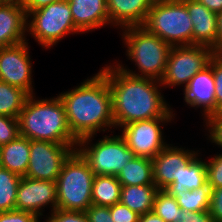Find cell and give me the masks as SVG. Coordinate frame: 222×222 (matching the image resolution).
<instances>
[{"label":"cell","mask_w":222,"mask_h":222,"mask_svg":"<svg viewBox=\"0 0 222 222\" xmlns=\"http://www.w3.org/2000/svg\"><path fill=\"white\" fill-rule=\"evenodd\" d=\"M167 144L164 149L152 159L153 182L159 190H165L179 178L186 166L198 155L199 150H189L188 147ZM199 152V153H198Z\"/></svg>","instance_id":"5bb4252c"},{"label":"cell","mask_w":222,"mask_h":222,"mask_svg":"<svg viewBox=\"0 0 222 222\" xmlns=\"http://www.w3.org/2000/svg\"><path fill=\"white\" fill-rule=\"evenodd\" d=\"M209 213L215 222H222V187L211 190Z\"/></svg>","instance_id":"d590c367"},{"label":"cell","mask_w":222,"mask_h":222,"mask_svg":"<svg viewBox=\"0 0 222 222\" xmlns=\"http://www.w3.org/2000/svg\"><path fill=\"white\" fill-rule=\"evenodd\" d=\"M198 154L182 171L179 178L165 189L170 195L197 189L207 183L206 162ZM200 157V158H199ZM202 159V160H201Z\"/></svg>","instance_id":"44dd1931"},{"label":"cell","mask_w":222,"mask_h":222,"mask_svg":"<svg viewBox=\"0 0 222 222\" xmlns=\"http://www.w3.org/2000/svg\"><path fill=\"white\" fill-rule=\"evenodd\" d=\"M0 2H12V3L21 4L22 0H0Z\"/></svg>","instance_id":"7bdbcfd3"},{"label":"cell","mask_w":222,"mask_h":222,"mask_svg":"<svg viewBox=\"0 0 222 222\" xmlns=\"http://www.w3.org/2000/svg\"><path fill=\"white\" fill-rule=\"evenodd\" d=\"M75 27L67 0L50 3L27 15V35L45 49L56 46L69 34H80Z\"/></svg>","instance_id":"ba28073f"},{"label":"cell","mask_w":222,"mask_h":222,"mask_svg":"<svg viewBox=\"0 0 222 222\" xmlns=\"http://www.w3.org/2000/svg\"><path fill=\"white\" fill-rule=\"evenodd\" d=\"M58 1L60 0H22L21 6L24 8L26 15H28L32 11Z\"/></svg>","instance_id":"f35d334b"},{"label":"cell","mask_w":222,"mask_h":222,"mask_svg":"<svg viewBox=\"0 0 222 222\" xmlns=\"http://www.w3.org/2000/svg\"><path fill=\"white\" fill-rule=\"evenodd\" d=\"M114 132L113 130L110 135H104L95 143L92 140L96 135L83 137L77 143L76 151L88 163L95 176H117L136 157L123 136L112 135Z\"/></svg>","instance_id":"8992f818"},{"label":"cell","mask_w":222,"mask_h":222,"mask_svg":"<svg viewBox=\"0 0 222 222\" xmlns=\"http://www.w3.org/2000/svg\"><path fill=\"white\" fill-rule=\"evenodd\" d=\"M198 1L212 12H215L217 14L222 12V0H198Z\"/></svg>","instance_id":"ab89813d"},{"label":"cell","mask_w":222,"mask_h":222,"mask_svg":"<svg viewBox=\"0 0 222 222\" xmlns=\"http://www.w3.org/2000/svg\"><path fill=\"white\" fill-rule=\"evenodd\" d=\"M30 159V140L18 136L8 144L0 146V167L22 177L26 175Z\"/></svg>","instance_id":"ffe728a7"},{"label":"cell","mask_w":222,"mask_h":222,"mask_svg":"<svg viewBox=\"0 0 222 222\" xmlns=\"http://www.w3.org/2000/svg\"><path fill=\"white\" fill-rule=\"evenodd\" d=\"M27 15L21 4L0 2V48L27 41Z\"/></svg>","instance_id":"e0dca14e"},{"label":"cell","mask_w":222,"mask_h":222,"mask_svg":"<svg viewBox=\"0 0 222 222\" xmlns=\"http://www.w3.org/2000/svg\"><path fill=\"white\" fill-rule=\"evenodd\" d=\"M178 219L179 220L177 222H215L212 219L209 210L200 212H188L181 209V213Z\"/></svg>","instance_id":"74e56055"},{"label":"cell","mask_w":222,"mask_h":222,"mask_svg":"<svg viewBox=\"0 0 222 222\" xmlns=\"http://www.w3.org/2000/svg\"><path fill=\"white\" fill-rule=\"evenodd\" d=\"M72 134L80 140L115 128L112 94L107 77L99 70L73 89L58 94Z\"/></svg>","instance_id":"7a4b0ae2"},{"label":"cell","mask_w":222,"mask_h":222,"mask_svg":"<svg viewBox=\"0 0 222 222\" xmlns=\"http://www.w3.org/2000/svg\"><path fill=\"white\" fill-rule=\"evenodd\" d=\"M121 183L116 176H95L92 187V204L110 207L120 201Z\"/></svg>","instance_id":"cb8c5ba5"},{"label":"cell","mask_w":222,"mask_h":222,"mask_svg":"<svg viewBox=\"0 0 222 222\" xmlns=\"http://www.w3.org/2000/svg\"><path fill=\"white\" fill-rule=\"evenodd\" d=\"M74 151L67 144L30 140V159L25 177L56 182L64 162Z\"/></svg>","instance_id":"8fae6325"},{"label":"cell","mask_w":222,"mask_h":222,"mask_svg":"<svg viewBox=\"0 0 222 222\" xmlns=\"http://www.w3.org/2000/svg\"><path fill=\"white\" fill-rule=\"evenodd\" d=\"M183 91L185 104L194 109L200 108L203 121L216 114L213 56L209 65L195 74Z\"/></svg>","instance_id":"9a60e30c"},{"label":"cell","mask_w":222,"mask_h":222,"mask_svg":"<svg viewBox=\"0 0 222 222\" xmlns=\"http://www.w3.org/2000/svg\"><path fill=\"white\" fill-rule=\"evenodd\" d=\"M19 135L18 118L0 115V146L15 140Z\"/></svg>","instance_id":"f546056e"},{"label":"cell","mask_w":222,"mask_h":222,"mask_svg":"<svg viewBox=\"0 0 222 222\" xmlns=\"http://www.w3.org/2000/svg\"><path fill=\"white\" fill-rule=\"evenodd\" d=\"M193 24L192 45H202L218 52V15L198 0H182Z\"/></svg>","instance_id":"2e32d148"},{"label":"cell","mask_w":222,"mask_h":222,"mask_svg":"<svg viewBox=\"0 0 222 222\" xmlns=\"http://www.w3.org/2000/svg\"><path fill=\"white\" fill-rule=\"evenodd\" d=\"M109 208L114 222H139L140 215L120 202Z\"/></svg>","instance_id":"836d02e7"},{"label":"cell","mask_w":222,"mask_h":222,"mask_svg":"<svg viewBox=\"0 0 222 222\" xmlns=\"http://www.w3.org/2000/svg\"><path fill=\"white\" fill-rule=\"evenodd\" d=\"M22 176L0 167V212L16 210V196Z\"/></svg>","instance_id":"4316f807"},{"label":"cell","mask_w":222,"mask_h":222,"mask_svg":"<svg viewBox=\"0 0 222 222\" xmlns=\"http://www.w3.org/2000/svg\"><path fill=\"white\" fill-rule=\"evenodd\" d=\"M28 40L9 47L0 48V81L19 87L29 95L36 94L32 74L33 63ZM33 84V85H32Z\"/></svg>","instance_id":"7c38bea8"},{"label":"cell","mask_w":222,"mask_h":222,"mask_svg":"<svg viewBox=\"0 0 222 222\" xmlns=\"http://www.w3.org/2000/svg\"><path fill=\"white\" fill-rule=\"evenodd\" d=\"M172 120L174 118L136 121L122 126L120 132L135 156L153 159L167 145L163 124L166 126Z\"/></svg>","instance_id":"30bf717a"},{"label":"cell","mask_w":222,"mask_h":222,"mask_svg":"<svg viewBox=\"0 0 222 222\" xmlns=\"http://www.w3.org/2000/svg\"><path fill=\"white\" fill-rule=\"evenodd\" d=\"M206 162L207 183L211 189L222 187V153L209 157Z\"/></svg>","instance_id":"f1b7e54d"},{"label":"cell","mask_w":222,"mask_h":222,"mask_svg":"<svg viewBox=\"0 0 222 222\" xmlns=\"http://www.w3.org/2000/svg\"><path fill=\"white\" fill-rule=\"evenodd\" d=\"M218 52H222V12L218 13Z\"/></svg>","instance_id":"b9f144b4"},{"label":"cell","mask_w":222,"mask_h":222,"mask_svg":"<svg viewBox=\"0 0 222 222\" xmlns=\"http://www.w3.org/2000/svg\"><path fill=\"white\" fill-rule=\"evenodd\" d=\"M211 187L208 183L184 193H177L174 198L182 210L188 212H200L209 210Z\"/></svg>","instance_id":"484cf974"},{"label":"cell","mask_w":222,"mask_h":222,"mask_svg":"<svg viewBox=\"0 0 222 222\" xmlns=\"http://www.w3.org/2000/svg\"><path fill=\"white\" fill-rule=\"evenodd\" d=\"M121 186L155 185L152 159L136 156L116 176Z\"/></svg>","instance_id":"603a6c76"},{"label":"cell","mask_w":222,"mask_h":222,"mask_svg":"<svg viewBox=\"0 0 222 222\" xmlns=\"http://www.w3.org/2000/svg\"><path fill=\"white\" fill-rule=\"evenodd\" d=\"M85 212L88 217V222H114L109 207L92 204Z\"/></svg>","instance_id":"8d00e7d4"},{"label":"cell","mask_w":222,"mask_h":222,"mask_svg":"<svg viewBox=\"0 0 222 222\" xmlns=\"http://www.w3.org/2000/svg\"><path fill=\"white\" fill-rule=\"evenodd\" d=\"M75 27L81 34L111 26L106 0H67Z\"/></svg>","instance_id":"d6986e66"},{"label":"cell","mask_w":222,"mask_h":222,"mask_svg":"<svg viewBox=\"0 0 222 222\" xmlns=\"http://www.w3.org/2000/svg\"><path fill=\"white\" fill-rule=\"evenodd\" d=\"M205 124L203 125L207 131V140L211 143H214L215 146L217 145L222 149V114H213L208 116L204 120Z\"/></svg>","instance_id":"4dcf8cb0"},{"label":"cell","mask_w":222,"mask_h":222,"mask_svg":"<svg viewBox=\"0 0 222 222\" xmlns=\"http://www.w3.org/2000/svg\"><path fill=\"white\" fill-rule=\"evenodd\" d=\"M94 178L88 163L75 150L56 180L57 209L85 212L92 205Z\"/></svg>","instance_id":"5b68a950"},{"label":"cell","mask_w":222,"mask_h":222,"mask_svg":"<svg viewBox=\"0 0 222 222\" xmlns=\"http://www.w3.org/2000/svg\"><path fill=\"white\" fill-rule=\"evenodd\" d=\"M214 53L215 51L208 46H172L160 79L162 88L182 86L184 89L195 74L209 65Z\"/></svg>","instance_id":"9c48e42d"},{"label":"cell","mask_w":222,"mask_h":222,"mask_svg":"<svg viewBox=\"0 0 222 222\" xmlns=\"http://www.w3.org/2000/svg\"><path fill=\"white\" fill-rule=\"evenodd\" d=\"M45 207H50V212L57 209L56 182L22 177L17 189L16 210L34 213L43 219Z\"/></svg>","instance_id":"4fadbf2b"},{"label":"cell","mask_w":222,"mask_h":222,"mask_svg":"<svg viewBox=\"0 0 222 222\" xmlns=\"http://www.w3.org/2000/svg\"><path fill=\"white\" fill-rule=\"evenodd\" d=\"M152 211L165 222H177L181 208L174 196L165 190H159L156 194Z\"/></svg>","instance_id":"83f0119b"},{"label":"cell","mask_w":222,"mask_h":222,"mask_svg":"<svg viewBox=\"0 0 222 222\" xmlns=\"http://www.w3.org/2000/svg\"><path fill=\"white\" fill-rule=\"evenodd\" d=\"M19 134L29 140L67 144L76 150L78 139L70 131L64 106L57 97L29 95L18 117Z\"/></svg>","instance_id":"3957f363"},{"label":"cell","mask_w":222,"mask_h":222,"mask_svg":"<svg viewBox=\"0 0 222 222\" xmlns=\"http://www.w3.org/2000/svg\"><path fill=\"white\" fill-rule=\"evenodd\" d=\"M43 222H88L86 212L67 211L63 209H56Z\"/></svg>","instance_id":"d6a6232c"},{"label":"cell","mask_w":222,"mask_h":222,"mask_svg":"<svg viewBox=\"0 0 222 222\" xmlns=\"http://www.w3.org/2000/svg\"><path fill=\"white\" fill-rule=\"evenodd\" d=\"M28 97L23 89L0 81V115L18 118Z\"/></svg>","instance_id":"d4e9b609"},{"label":"cell","mask_w":222,"mask_h":222,"mask_svg":"<svg viewBox=\"0 0 222 222\" xmlns=\"http://www.w3.org/2000/svg\"><path fill=\"white\" fill-rule=\"evenodd\" d=\"M99 70L107 77L112 94L116 130L136 121L175 118L173 108L160 92L164 88H160L159 80L127 74L114 63Z\"/></svg>","instance_id":"6da1fadb"},{"label":"cell","mask_w":222,"mask_h":222,"mask_svg":"<svg viewBox=\"0 0 222 222\" xmlns=\"http://www.w3.org/2000/svg\"><path fill=\"white\" fill-rule=\"evenodd\" d=\"M39 219L34 213L27 211L0 212V222H40Z\"/></svg>","instance_id":"e575fe53"},{"label":"cell","mask_w":222,"mask_h":222,"mask_svg":"<svg viewBox=\"0 0 222 222\" xmlns=\"http://www.w3.org/2000/svg\"><path fill=\"white\" fill-rule=\"evenodd\" d=\"M139 222H165V221L152 211L150 213H145L140 215Z\"/></svg>","instance_id":"60d3db41"},{"label":"cell","mask_w":222,"mask_h":222,"mask_svg":"<svg viewBox=\"0 0 222 222\" xmlns=\"http://www.w3.org/2000/svg\"><path fill=\"white\" fill-rule=\"evenodd\" d=\"M158 191L155 185L121 186L119 202L139 215L150 213Z\"/></svg>","instance_id":"7402d4cb"},{"label":"cell","mask_w":222,"mask_h":222,"mask_svg":"<svg viewBox=\"0 0 222 222\" xmlns=\"http://www.w3.org/2000/svg\"><path fill=\"white\" fill-rule=\"evenodd\" d=\"M143 26L171 46L192 45L193 24L182 0H155Z\"/></svg>","instance_id":"52a82bcc"},{"label":"cell","mask_w":222,"mask_h":222,"mask_svg":"<svg viewBox=\"0 0 222 222\" xmlns=\"http://www.w3.org/2000/svg\"><path fill=\"white\" fill-rule=\"evenodd\" d=\"M155 0H106L110 24L114 28L143 26Z\"/></svg>","instance_id":"ac0fdd59"},{"label":"cell","mask_w":222,"mask_h":222,"mask_svg":"<svg viewBox=\"0 0 222 222\" xmlns=\"http://www.w3.org/2000/svg\"><path fill=\"white\" fill-rule=\"evenodd\" d=\"M213 76L215 85L216 114L222 113V52L213 55Z\"/></svg>","instance_id":"1f68e13d"},{"label":"cell","mask_w":222,"mask_h":222,"mask_svg":"<svg viewBox=\"0 0 222 222\" xmlns=\"http://www.w3.org/2000/svg\"><path fill=\"white\" fill-rule=\"evenodd\" d=\"M122 43L126 49L128 60L137 67V71L130 70L126 65L114 64L127 74L159 80L162 78L169 52L170 44L149 32L144 26H130L122 29ZM137 72V73H136Z\"/></svg>","instance_id":"277c9868"}]
</instances>
